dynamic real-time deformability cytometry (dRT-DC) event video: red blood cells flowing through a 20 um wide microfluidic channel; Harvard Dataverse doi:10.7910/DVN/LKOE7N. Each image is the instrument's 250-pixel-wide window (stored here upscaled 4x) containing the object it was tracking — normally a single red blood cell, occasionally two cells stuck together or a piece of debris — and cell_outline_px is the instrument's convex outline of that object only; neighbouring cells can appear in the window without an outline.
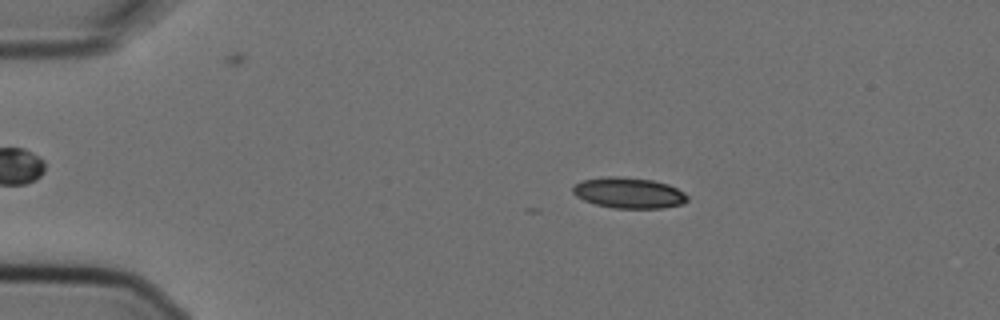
{"species": "Egyptian fruit bat (a non-hibernating species)", "species_latin": "Rousettus aegyptiacus", "temperature_condition": "cold", "stored_images_in_passage": 5, "camera_frame_rate_fps": 3000, "um_per_image_px": 0.085, "animal": {"sex": "female"}, "frame": {"image": 1, "passage_image": 2, "time_ms": 0.333, "image_size_px": [1000, 320], "cell_outline_px": [[688, 200], [684, 204], [660, 208], [612, 208], [596, 204], [584, 200], [576, 196], [572, 192], [572, 188], [580, 180], [608, 176], [620, 176], [652, 180], [668, 184], [684, 192], [688, 196]], "centroid_in_image_um": [53.45, 16.39], "position_along_channel_um": 31.6, "area_um2": 20.63}}
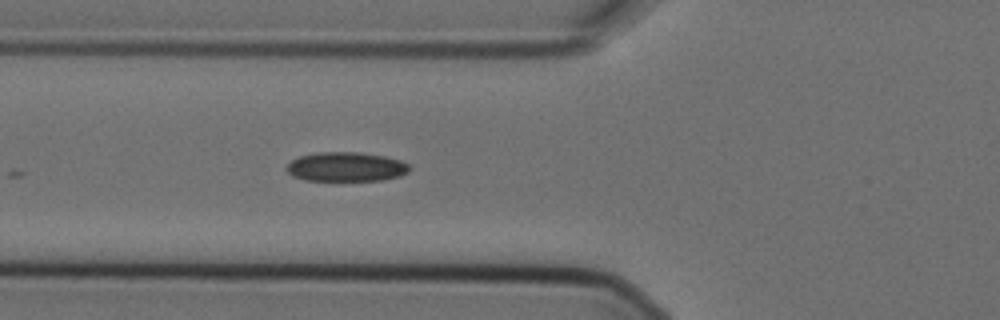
{"frame": {"image": 2, "passage_image": 5, "time_ms": 1.333, "image_size_px": [1000, 320], "cell_outline_px": [[408, 172], [400, 176], [384, 180], [304, 180], [292, 176], [284, 168], [292, 160], [300, 156], [320, 152], [360, 152], [384, 156], [400, 160], [408, 164]], "centroid_in_image_um": [29.4, 14.18], "position_along_channel_um": 96.4, "area_um2": 20.92}}